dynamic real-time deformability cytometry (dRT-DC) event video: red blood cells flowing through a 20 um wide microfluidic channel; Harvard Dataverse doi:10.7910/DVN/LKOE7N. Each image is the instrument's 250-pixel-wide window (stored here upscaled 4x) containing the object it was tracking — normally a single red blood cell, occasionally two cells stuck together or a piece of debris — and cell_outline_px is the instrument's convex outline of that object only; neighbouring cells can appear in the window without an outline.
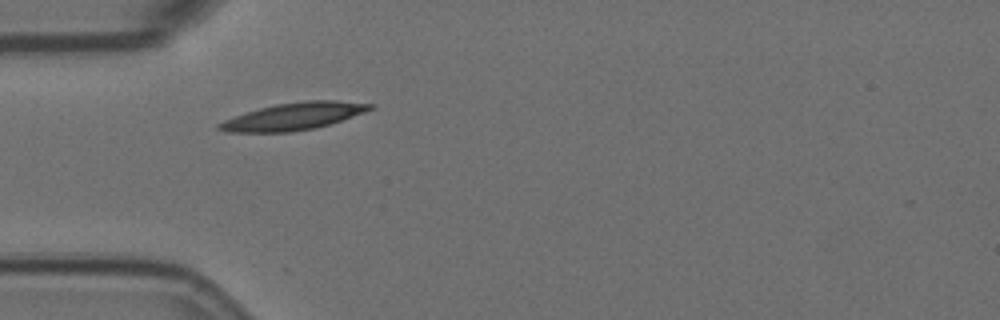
{"species": "Egyptian fruit bat (a non-hibernating species)", "species_latin": "Rousettus aegyptiacus", "temperature_condition": "room temperature", "stored_images_in_passage": 16, "camera_frame_rate_fps": 3000, "um_per_image_px": 0.085, "animal": {"sex": "female"}, "frame": {"image": 1, "passage_image": 3, "time_ms": 0.667, "image_size_px": [1000, 320], "cell_outline_px": [[376, 108], [316, 128], [288, 132], [228, 132], [216, 128], [216, 124], [224, 120], [260, 108], [276, 104], [304, 100], [336, 100], [372, 104]], "centroid_in_image_um": [24.95, 9.88], "position_along_channel_um": 60.0, "area_um2": 23.64}}
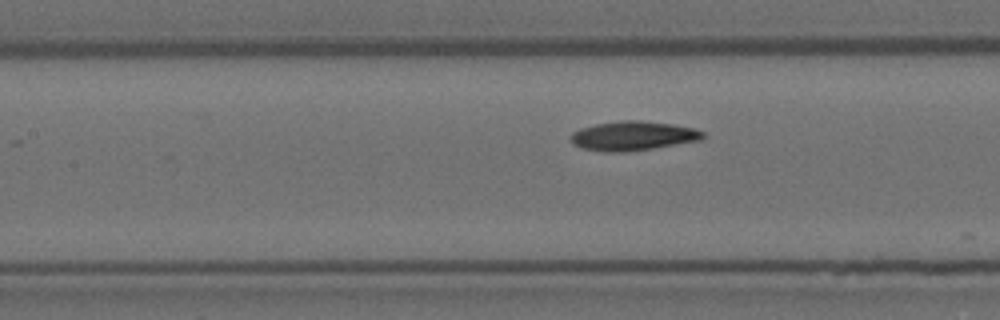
{"frame": {"image": 2, "passage_image": 11, "time_ms": 3.333, "image_size_px": [1000, 320], "cell_outline_px": [[704, 136], [700, 140], [652, 148], [624, 152], [604, 152], [580, 148], [572, 144], [572, 132], [580, 128], [596, 124], [620, 120], [640, 120], [672, 124], [692, 128], [704, 132]], "centroid_in_image_um": [53.76, 11.55], "position_along_channel_um": 153.6, "area_um2": 22.43}}
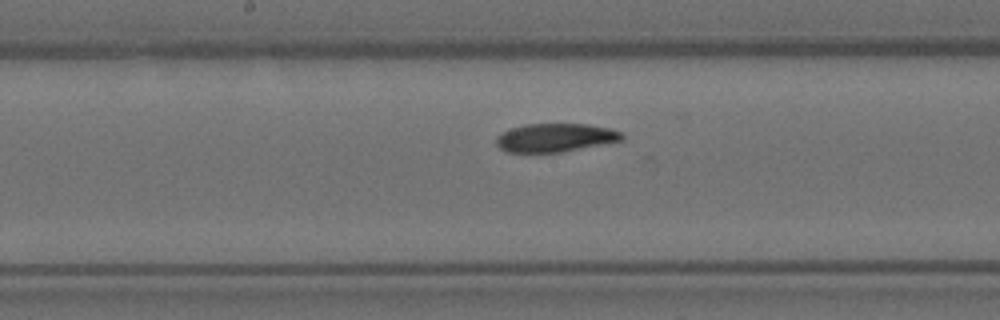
{"frame": {"image": 3, "passage_image": 15, "time_ms": 4.667, "image_size_px": [1000, 320], "cell_outline_px": [[624, 136], [620, 140], [560, 152], [508, 152], [500, 148], [496, 144], [496, 136], [500, 132], [524, 124], [588, 124], [608, 128], [624, 132]], "centroid_in_image_um": [47.15, 11.69], "position_along_channel_um": 201.0, "area_um2": 20.63}}